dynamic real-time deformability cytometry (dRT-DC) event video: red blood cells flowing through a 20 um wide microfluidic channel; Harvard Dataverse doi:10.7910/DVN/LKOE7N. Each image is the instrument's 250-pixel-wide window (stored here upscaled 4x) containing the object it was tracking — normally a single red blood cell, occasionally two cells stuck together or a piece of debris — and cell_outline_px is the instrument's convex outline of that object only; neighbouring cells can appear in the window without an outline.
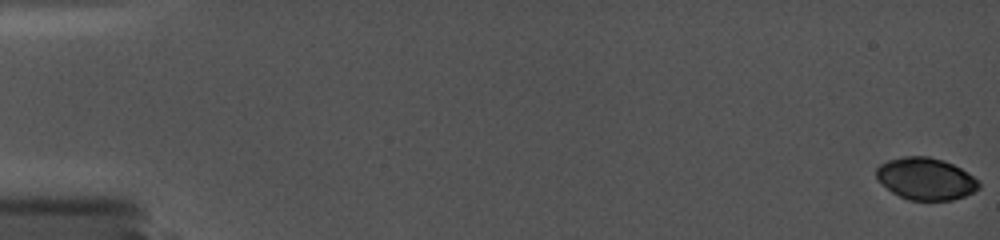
{"species": "common noctule bat (a hibernating species)", "species_latin": "Nyctalus noctula", "temperature_condition": "cold", "stored_images_in_passage": 10, "camera_frame_rate_fps": 5000, "um_per_image_px": 0.085, "animal": {"sex": "female", "body_mass_g": 19.0, "forearm_length_mm": 56.7}, "frame": {"image": 1, "passage_image": 1, "time_ms": 0.0, "image_size_px": [1000, 240], "cell_outline_px": [[980, 188], [964, 196], [952, 200], [908, 200], [892, 192], [876, 176], [876, 168], [880, 164], [888, 160], [904, 156], [928, 156], [944, 160], [968, 172], [980, 184]], "centroid_in_image_um": [78.69, 15.19], "position_along_channel_um": 6.3, "area_um2": 24.91}}
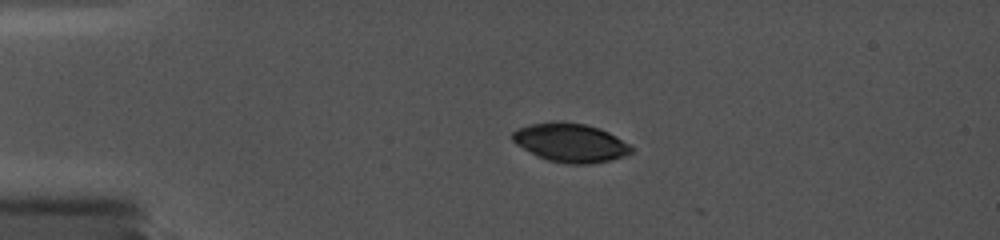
{"frame": {"image": 2, "passage_image": 8, "time_ms": 4.2, "image_size_px": [1000, 240], "cell_outline_px": [[632, 152], [624, 156], [608, 160], [588, 164], [568, 164], [548, 160], [536, 156], [516, 144], [512, 140], [512, 132], [520, 128], [532, 124], [552, 120], [556, 120], [584, 124], [600, 128], [616, 136], [628, 144], [632, 148]], "centroid_in_image_um": [48.46, 12.12], "position_along_channel_um": 36.5, "area_um2": 26.76}}